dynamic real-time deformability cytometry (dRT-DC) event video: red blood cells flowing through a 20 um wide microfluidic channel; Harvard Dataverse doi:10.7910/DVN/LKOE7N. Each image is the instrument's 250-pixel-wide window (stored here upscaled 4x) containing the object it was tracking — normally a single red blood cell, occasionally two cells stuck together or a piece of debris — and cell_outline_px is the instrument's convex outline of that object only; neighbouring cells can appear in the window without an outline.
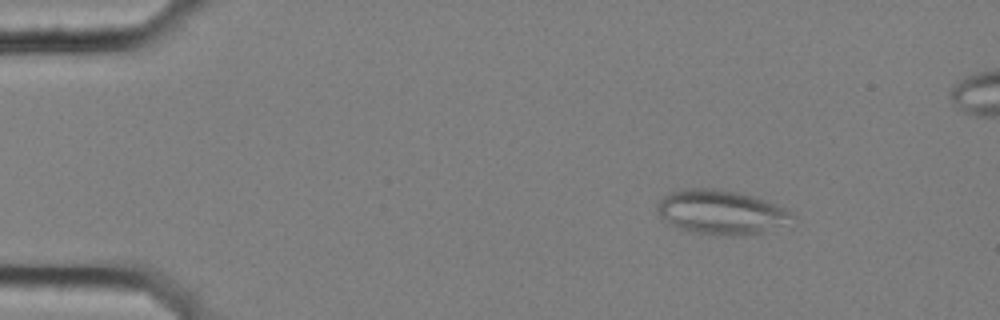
{"species": "common noctule bat (a hibernating species)", "species_latin": "Nyctalus noctula", "temperature_condition": "cold", "stored_images_in_passage": 58, "segment_of_instrument_passage": [1, 3], "camera_frame_rate_fps": 3000, "um_per_image_px": 0.085, "animal": {"sex": "female", "body_mass_g": 25.1}, "frame": {"image": 1, "passage_image": 8, "time_ms": 2.333, "image_size_px": [1000, 320], "cell_outline_px": [[796, 216], [792, 228], [744, 236], [708, 236], [692, 232], [668, 224], [660, 216], [656, 208], [656, 204], [668, 192], [680, 188], [716, 188], [740, 192], [788, 208]], "centroid_in_image_um": [61.41, 18.08], "position_along_channel_um": 23.6, "area_um2": 36.59}}